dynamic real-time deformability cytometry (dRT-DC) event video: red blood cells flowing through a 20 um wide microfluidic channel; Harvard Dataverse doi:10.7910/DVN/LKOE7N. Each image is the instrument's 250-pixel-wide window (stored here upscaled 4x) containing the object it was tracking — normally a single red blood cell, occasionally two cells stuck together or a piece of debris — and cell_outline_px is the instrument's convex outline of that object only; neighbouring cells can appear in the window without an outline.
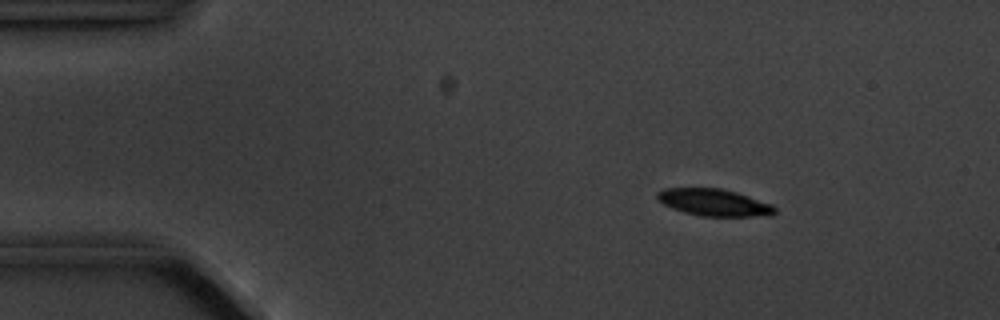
{"species": "common noctule bat (a hibernating species)", "species_latin": "Nyctalus noctula", "temperature_condition": "cold", "stored_images_in_passage": 6, "camera_frame_rate_fps": 3000, "um_per_image_px": 0.085, "animal": {"sex": "male", "body_mass_g": 20.1, "forearm_length_mm": 53.5}, "frame": {"image": 1, "passage_image": 3, "time_ms": 2.333, "image_size_px": [1000, 320], "cell_outline_px": [[776, 212], [772, 216], [700, 216], [684, 212], [672, 208], [664, 204], [656, 196], [656, 192], [664, 188], [720, 188], [736, 192], [772, 204], [776, 208]], "centroid_in_image_um": [60.71, 17.21], "position_along_channel_um": 24.3, "area_um2": 18.5}}
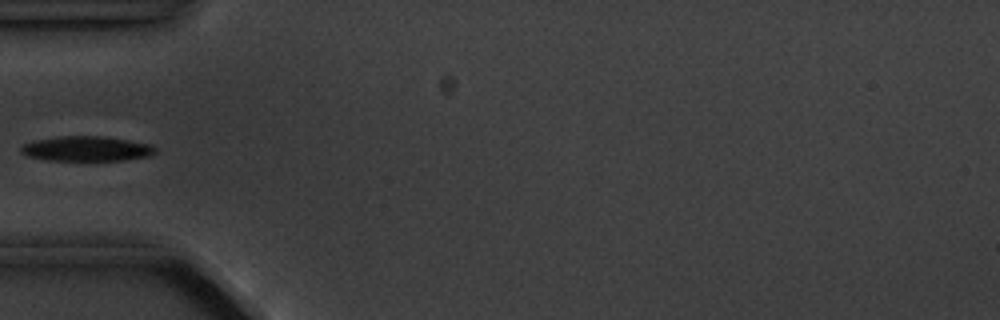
{"frame": {"image": 2, "passage_image": 6, "time_ms": 5.667, "image_size_px": [1000, 320], "cell_outline_px": [[156, 152], [148, 156], [124, 160], [48, 160], [28, 156], [20, 152], [20, 148], [24, 144], [36, 140], [60, 136], [100, 136], [128, 140], [152, 144], [156, 148]], "centroid_in_image_um": [7.37, 12.64], "position_along_channel_um": 77.6, "area_um2": 19.36}}